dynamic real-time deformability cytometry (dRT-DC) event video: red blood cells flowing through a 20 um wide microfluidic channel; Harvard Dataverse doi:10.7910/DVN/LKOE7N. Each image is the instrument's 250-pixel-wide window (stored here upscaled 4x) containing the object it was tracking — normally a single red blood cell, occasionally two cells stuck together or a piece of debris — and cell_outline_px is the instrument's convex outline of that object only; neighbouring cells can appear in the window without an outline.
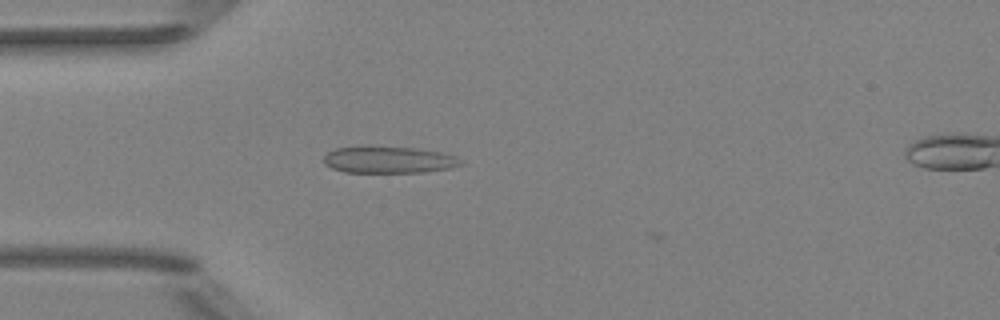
{"species": "Egyptian fruit bat (a non-hibernating species)", "species_latin": "Rousettus aegyptiacus", "temperature_condition": "room temperature", "stored_images_in_passage": 4, "camera_frame_rate_fps": 3000, "um_per_image_px": 0.085, "animal": {"sex": "female"}, "frame": {"image": 1, "passage_image": 3, "time_ms": 2.333, "image_size_px": [1000, 320], "cell_outline_px": [[464, 164], [448, 168], [424, 172], [344, 172], [332, 168], [324, 164], [324, 156], [328, 152], [336, 148], [364, 144], [368, 144], [416, 148], [444, 152], [456, 156]], "centroid_in_image_um": [33.01, 13.54], "position_along_channel_um": 52.0, "area_um2": 22.02}}